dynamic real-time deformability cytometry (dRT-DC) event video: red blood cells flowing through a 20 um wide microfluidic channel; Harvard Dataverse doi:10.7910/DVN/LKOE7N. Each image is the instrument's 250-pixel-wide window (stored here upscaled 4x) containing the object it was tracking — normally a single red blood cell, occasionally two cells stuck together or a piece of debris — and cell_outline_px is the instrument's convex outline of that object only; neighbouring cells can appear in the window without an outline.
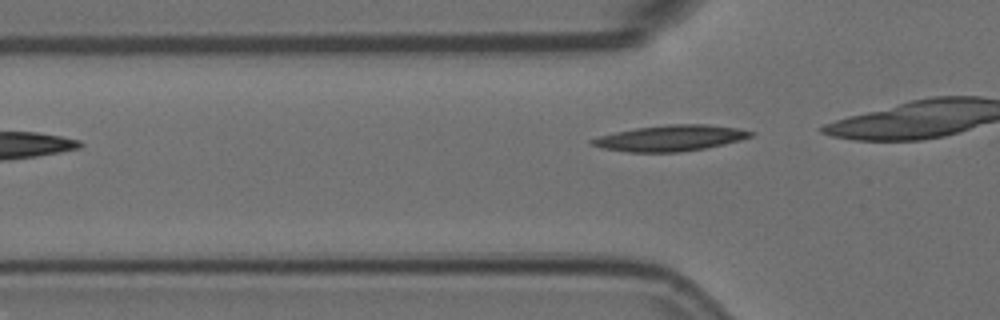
{"species": "Egyptian fruit bat (a non-hibernating species)", "species_latin": "Rousettus aegyptiacus", "temperature_condition": "room temperature", "stored_images_in_passage": 3, "segment_of_instrument_passage": [2, 2], "camera_frame_rate_fps": 3000, "um_per_image_px": 0.085, "animal": {"sex": "female"}, "frame": {"image": 1, "passage_image": 3, "time_ms": 0.667, "image_size_px": [1000, 320], "cell_outline_px": [[756, 132], [752, 136], [740, 140], [724, 144], [704, 148], [680, 152], [628, 152], [604, 148], [588, 144], [588, 140], [600, 136], [616, 132], [636, 128], [668, 124], [708, 124], [736, 128]], "centroid_in_image_um": [56.98, 11.74], "position_along_channel_um": 68.8, "area_um2": 23.87}}